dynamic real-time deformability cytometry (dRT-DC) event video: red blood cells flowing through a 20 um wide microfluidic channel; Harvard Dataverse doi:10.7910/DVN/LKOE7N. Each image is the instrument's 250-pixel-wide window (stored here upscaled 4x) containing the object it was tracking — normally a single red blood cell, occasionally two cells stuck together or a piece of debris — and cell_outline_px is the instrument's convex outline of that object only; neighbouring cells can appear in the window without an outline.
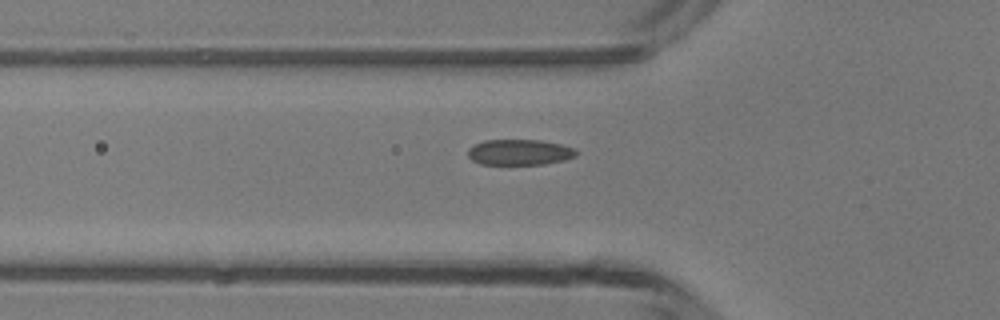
{"species": "common noctule bat (a hibernating species)", "species_latin": "Nyctalus noctula", "temperature_condition": "room temperature", "stored_images_in_passage": 29, "camera_frame_rate_fps": 3000, "um_per_image_px": 0.085, "animal": {"sex": "male", "body_mass_g": 13.3}, "frame": {"image": 1, "passage_image": 3, "time_ms": 0.667, "image_size_px": [1000, 320], "cell_outline_px": [[576, 156], [564, 160], [544, 164], [480, 164], [472, 160], [468, 156], [468, 148], [484, 140], [540, 140], [560, 144], [572, 148], [576, 152]], "centroid_in_image_um": [44.13, 12.94], "position_along_channel_um": 81.7, "area_um2": 16.07}}
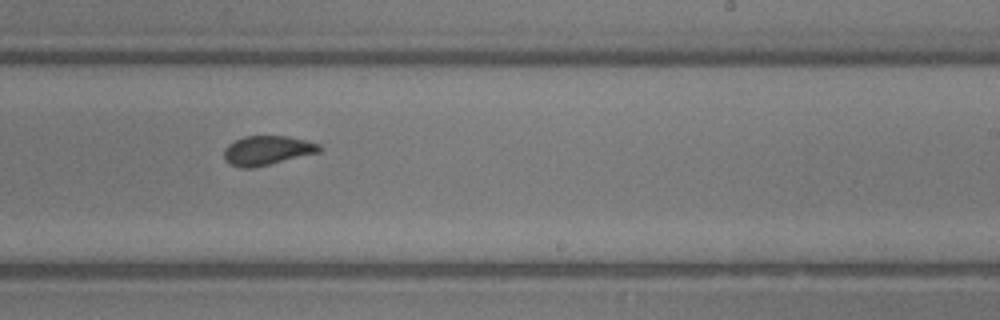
{"frame": {"image": 2, "passage_image": 16, "time_ms": 5.0, "image_size_px": [1000, 320], "cell_outline_px": [[320, 152], [268, 164], [248, 168], [244, 168], [232, 164], [224, 156], [224, 148], [228, 144], [244, 136], [288, 136], [320, 144]], "centroid_in_image_um": [22.71, 12.76], "position_along_channel_um": 266.3, "area_um2": 15.84}}
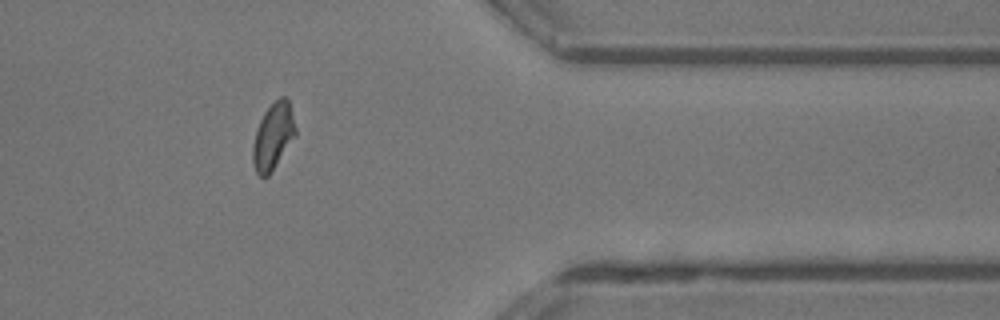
{"frame": {"image": 3, "passage_image": 26, "time_ms": 8.333, "image_size_px": [1000, 320], "cell_outline_px": [[296, 136], [268, 176], [260, 176], [256, 172], [252, 160], [252, 148], [256, 132], [260, 120], [264, 112], [280, 96], [284, 96], [288, 100], [292, 112], [296, 128]], "centroid_in_image_um": [23.22, 11.58], "position_along_channel_um": 388.2, "area_um2": 16.36}, "authors_computed_cell_mechanics": {"area_um2": 16.4152, "velocity_mm_per_s": 4.2435, "shape_relaxation_time_tau1_ms": 4.1012, "shape_relaxation_time_tau2_ms": 1.0708, "deformation_change_tau1": 0.1126, "deformation_change_tau2": 0.0573}}